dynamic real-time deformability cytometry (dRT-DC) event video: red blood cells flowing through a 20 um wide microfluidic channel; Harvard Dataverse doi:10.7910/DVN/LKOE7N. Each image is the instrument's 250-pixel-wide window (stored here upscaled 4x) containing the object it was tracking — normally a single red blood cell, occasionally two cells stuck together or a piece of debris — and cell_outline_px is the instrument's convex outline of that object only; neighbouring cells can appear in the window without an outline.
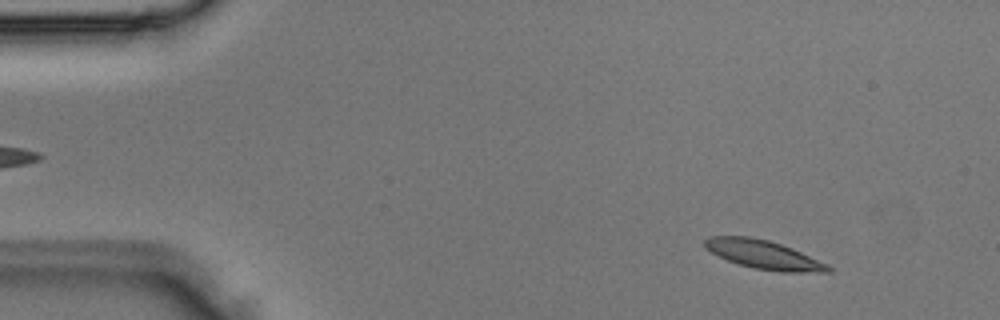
{"species": "Egyptian fruit bat (a non-hibernating species)", "species_latin": "Rousettus aegyptiacus", "temperature_condition": "room temperature", "stored_images_in_passage": 4, "camera_frame_rate_fps": 3000, "um_per_image_px": 0.085, "animal": {"sex": "male"}, "frame": {"image": 1, "passage_image": 2, "time_ms": 0.333, "image_size_px": [1000, 320], "cell_outline_px": [[832, 272], [780, 272], [752, 268], [728, 260], [704, 248], [704, 240], [708, 236], [752, 236], [768, 240], [792, 248], [828, 264], [832, 268]], "centroid_in_image_um": [64.92, 21.64], "position_along_channel_um": 20.1, "area_um2": 20.63}}
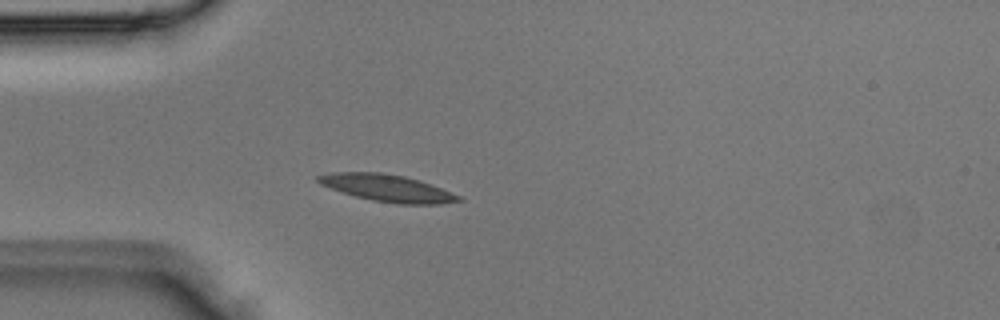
{"frame": {"image": 2, "passage_image": 4, "time_ms": 1.0, "image_size_px": [1000, 320], "cell_outline_px": [[464, 200], [440, 204], [396, 204], [372, 200], [356, 196], [320, 184], [316, 180], [316, 176], [332, 172], [380, 172], [404, 176], [420, 180], [460, 196]], "centroid_in_image_um": [32.92, 15.98], "position_along_channel_um": 52.1, "area_um2": 21.91}}